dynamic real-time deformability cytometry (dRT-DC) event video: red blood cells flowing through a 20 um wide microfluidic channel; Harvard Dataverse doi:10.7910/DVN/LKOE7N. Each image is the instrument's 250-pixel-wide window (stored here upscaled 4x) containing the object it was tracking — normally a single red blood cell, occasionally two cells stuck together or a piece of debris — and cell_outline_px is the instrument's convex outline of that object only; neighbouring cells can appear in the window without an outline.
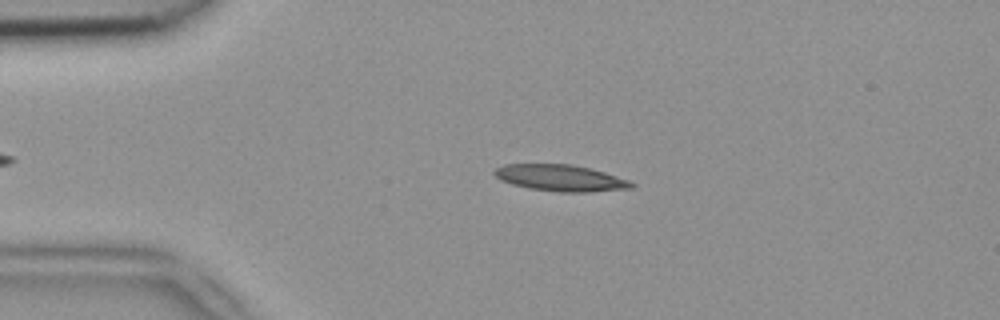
{"species": "common noctule bat (a hibernating species)", "species_latin": "Nyctalus noctula", "temperature_condition": "room temperature", "stored_images_in_passage": 36, "camera_frame_rate_fps": 3000, "um_per_image_px": 0.085, "animal": {"sex": "female", "body_mass_g": 18.4}, "frame": {"image": 1, "passage_image": 4, "time_ms": 1.0, "image_size_px": [1000, 320], "cell_outline_px": [[636, 184], [632, 188], [588, 192], [560, 192], [532, 188], [512, 184], [500, 180], [492, 172], [496, 168], [504, 164], [572, 164], [604, 172], [628, 180]], "centroid_in_image_um": [47.64, 15.12], "position_along_channel_um": 37.4, "area_um2": 20.92}}
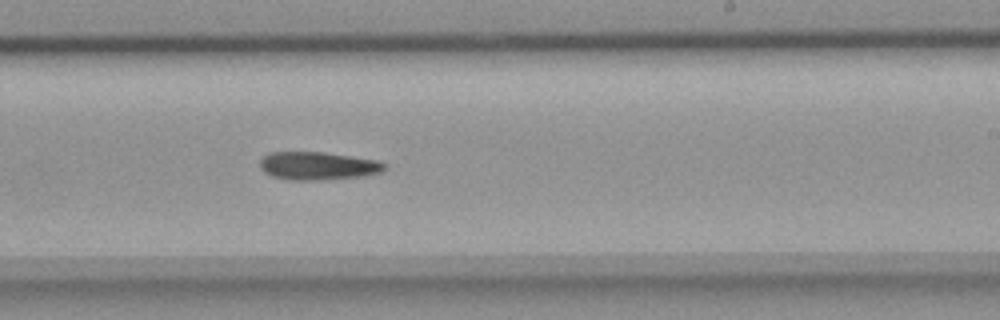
{"frame": {"image": 2, "passage_image": 23, "time_ms": 7.333, "image_size_px": [1000, 320], "cell_outline_px": [[388, 164], [380, 172], [364, 176], [324, 180], [288, 180], [272, 176], [264, 172], [260, 168], [260, 160], [268, 152], [324, 152], [380, 160]], "centroid_in_image_um": [27.03, 14.1], "position_along_channel_um": 262.0, "area_um2": 20.63}}
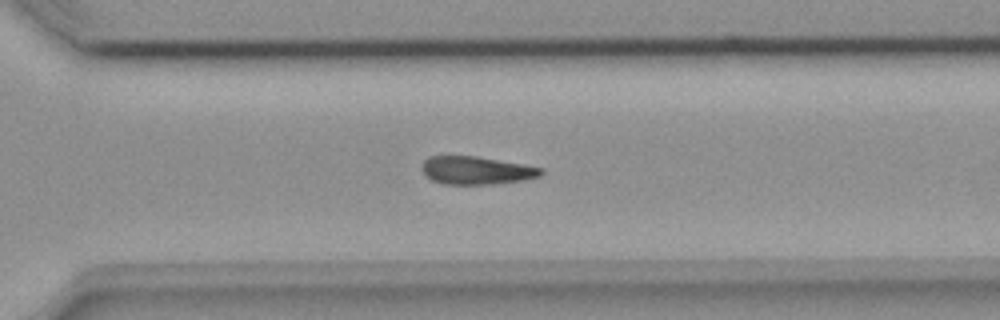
{"frame": {"image": 3, "passage_image": 28, "time_ms": 9.0, "image_size_px": [1000, 320], "cell_outline_px": [[544, 172], [540, 176], [524, 180], [496, 184], [444, 184], [432, 180], [420, 168], [420, 164], [428, 156], [476, 156], [524, 164], [544, 168]], "centroid_in_image_um": [40.51, 14.48], "position_along_channel_um": 330.1, "area_um2": 19.59}}